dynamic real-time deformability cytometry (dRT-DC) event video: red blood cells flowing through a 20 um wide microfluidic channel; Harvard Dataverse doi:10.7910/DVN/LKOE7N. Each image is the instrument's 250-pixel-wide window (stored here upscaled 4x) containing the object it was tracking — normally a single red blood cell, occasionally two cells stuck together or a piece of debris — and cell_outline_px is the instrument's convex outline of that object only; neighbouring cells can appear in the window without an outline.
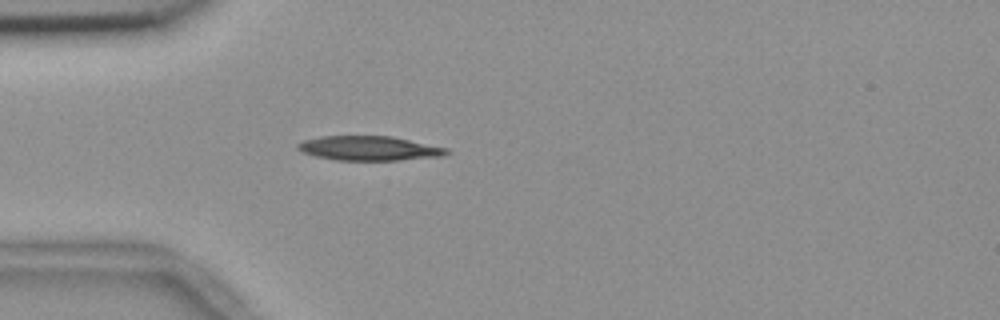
{"species": "common noctule bat (a hibernating species)", "species_latin": "Nyctalus noctula", "temperature_condition": "room temperature", "stored_images_in_passage": 40, "camera_frame_rate_fps": 3000, "um_per_image_px": 0.085, "animal": {"sex": "female", "body_mass_g": 18.4}, "frame": {"image": 1, "passage_image": 1, "time_ms": 0.0, "image_size_px": [1000, 320], "cell_outline_px": [[452, 152], [444, 156], [400, 160], [336, 160], [316, 156], [304, 152], [296, 148], [296, 144], [304, 140], [320, 136], [392, 136], [448, 148]], "centroid_in_image_um": [31.41, 12.6], "position_along_channel_um": 53.6, "area_um2": 21.27}}
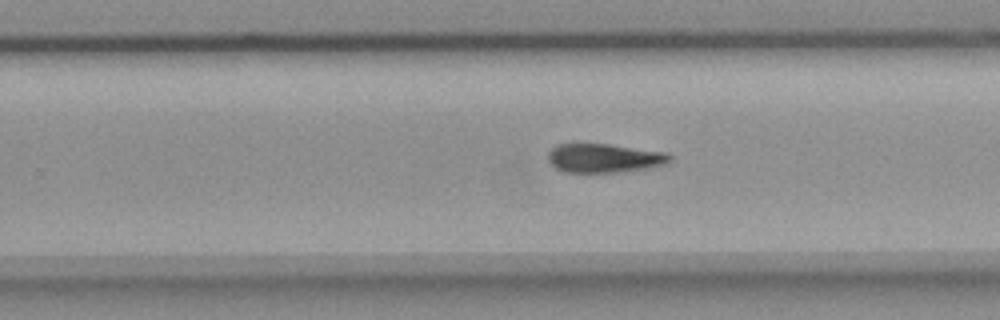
{"frame": {"image": 2, "passage_image": 20, "time_ms": 6.333, "image_size_px": [1000, 320], "cell_outline_px": [[672, 160], [664, 164], [644, 168], [620, 172], [564, 172], [556, 168], [548, 160], [548, 152], [556, 144], [608, 144], [668, 152], [672, 156]], "centroid_in_image_um": [51.36, 13.43], "position_along_channel_um": 278.4, "area_um2": 20.46}}
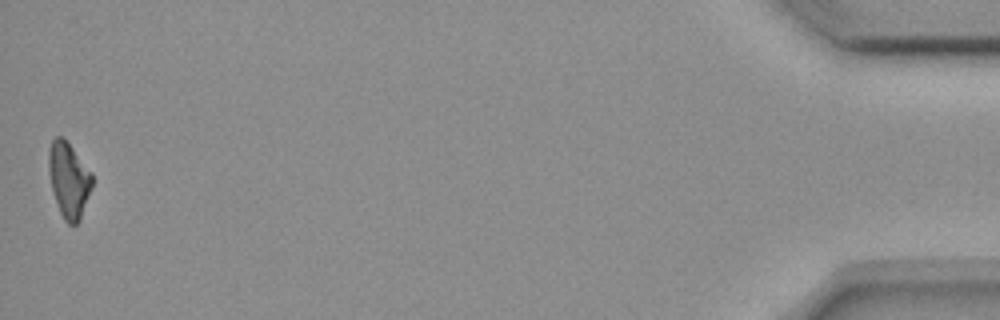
{"frame": {"image": 3, "passage_image": 40, "time_ms": 13.0, "image_size_px": [1000, 320], "cell_outline_px": [[92, 188], [80, 220], [76, 224], [68, 224], [64, 220], [60, 212], [52, 188], [48, 168], [48, 152], [52, 140], [56, 136], [60, 136], [72, 148], [92, 172]], "centroid_in_image_um": [5.85, 15.31], "position_along_channel_um": 429.3, "area_um2": 18.84}, "authors_computed_cell_mechanics": {"area_um2": 20.7502, "velocity_mm_per_s": 3.6711, "shape_relaxation_time_tau1_ms": 6.8225, "shape_relaxation_time_tau2_ms": null, "deformation_change_tau1": 0.1766, "deformation_change_tau2": null}}